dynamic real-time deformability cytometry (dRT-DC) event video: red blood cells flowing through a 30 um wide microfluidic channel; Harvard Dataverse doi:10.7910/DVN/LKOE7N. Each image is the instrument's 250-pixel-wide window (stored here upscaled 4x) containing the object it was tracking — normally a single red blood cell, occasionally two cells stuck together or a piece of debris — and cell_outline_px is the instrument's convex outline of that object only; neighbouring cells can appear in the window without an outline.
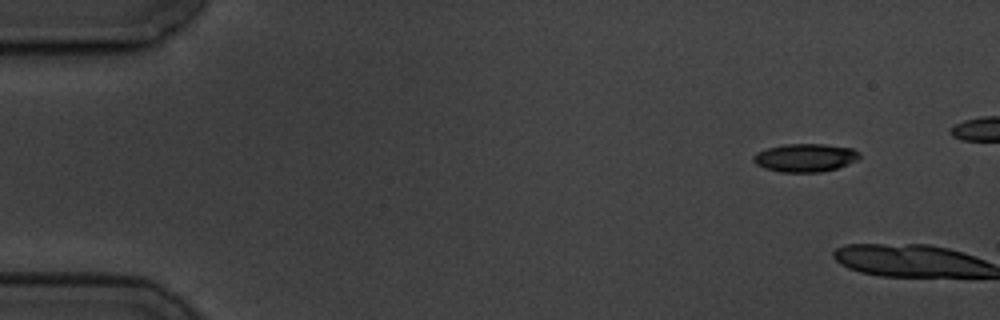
{"species": "common noctule bat (a hibernating species)", "species_latin": "Nyctalus noctula", "temperature_condition": "cold", "stored_images_in_passage": 2, "camera_frame_rate_fps": 3000, "um_per_image_px": 0.085, "animal": {"sex": "male", "body_mass_g": 19.5, "forearm_length_mm": 54.6}, "frame": {"image": 1, "passage_image": 1, "time_ms": 0.0, "image_size_px": [1000, 320], "cell_outline_px": [[860, 156], [856, 160], [848, 164], [836, 168], [820, 172], [780, 172], [764, 168], [756, 164], [752, 160], [752, 156], [756, 152], [768, 148], [784, 144], [824, 144], [852, 148], [860, 152]], "centroid_in_image_um": [68.42, 13.4], "position_along_channel_um": 16.6, "area_um2": 17.46}}